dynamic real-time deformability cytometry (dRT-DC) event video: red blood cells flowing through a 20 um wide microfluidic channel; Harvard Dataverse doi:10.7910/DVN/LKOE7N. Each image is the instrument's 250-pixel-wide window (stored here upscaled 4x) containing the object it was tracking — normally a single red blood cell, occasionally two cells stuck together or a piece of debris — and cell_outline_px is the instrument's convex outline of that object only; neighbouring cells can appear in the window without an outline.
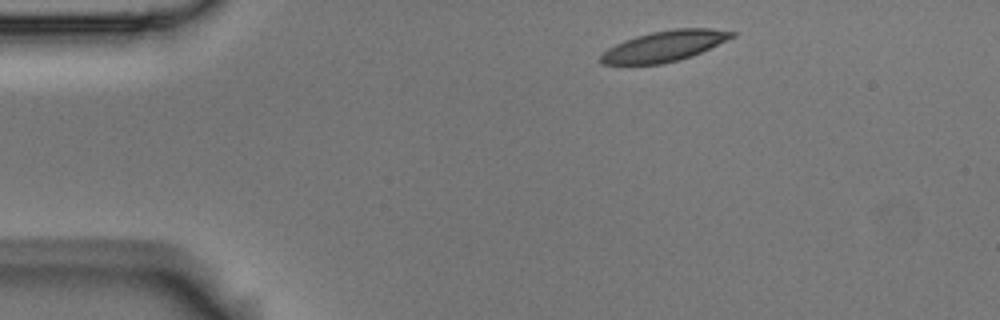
{"species": "Egyptian fruit bat (a non-hibernating species)", "species_latin": "Rousettus aegyptiacus", "temperature_condition": "room temperature", "stored_images_in_passage": 3, "camera_frame_rate_fps": 3000, "um_per_image_px": 0.085, "animal": {"sex": "male"}, "frame": {"image": 1, "passage_image": 1, "time_ms": 0.0, "image_size_px": [1000, 320], "cell_outline_px": [[736, 36], [692, 56], [660, 64], [600, 64], [600, 56], [608, 48], [624, 40], [636, 36], [652, 32], [676, 28], [712, 28], [736, 32]], "centroid_in_image_um": [56.49, 3.91], "position_along_channel_um": 28.5, "area_um2": 23.24}}
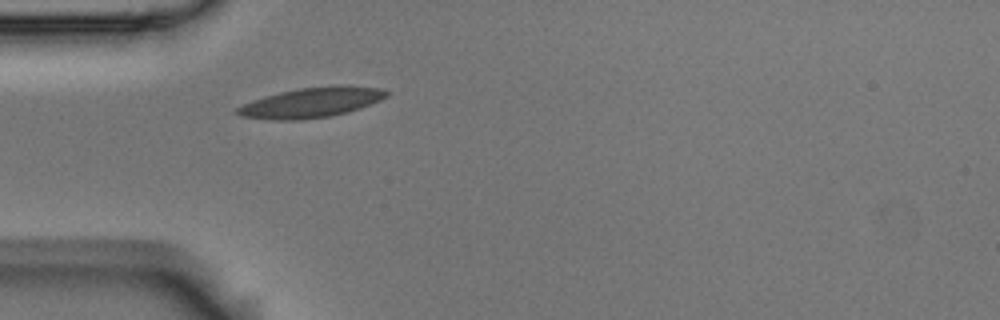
{"frame": {"image": 2, "passage_image": 3, "time_ms": 0.667, "image_size_px": [1000, 320], "cell_outline_px": [[388, 96], [380, 100], [360, 108], [348, 112], [328, 116], [300, 120], [276, 120], [240, 116], [232, 112], [236, 108], [252, 100], [280, 92], [300, 88], [340, 84], [384, 88], [388, 92]], "centroid_in_image_um": [26.48, 8.7], "position_along_channel_um": 58.5, "area_um2": 26.24}}